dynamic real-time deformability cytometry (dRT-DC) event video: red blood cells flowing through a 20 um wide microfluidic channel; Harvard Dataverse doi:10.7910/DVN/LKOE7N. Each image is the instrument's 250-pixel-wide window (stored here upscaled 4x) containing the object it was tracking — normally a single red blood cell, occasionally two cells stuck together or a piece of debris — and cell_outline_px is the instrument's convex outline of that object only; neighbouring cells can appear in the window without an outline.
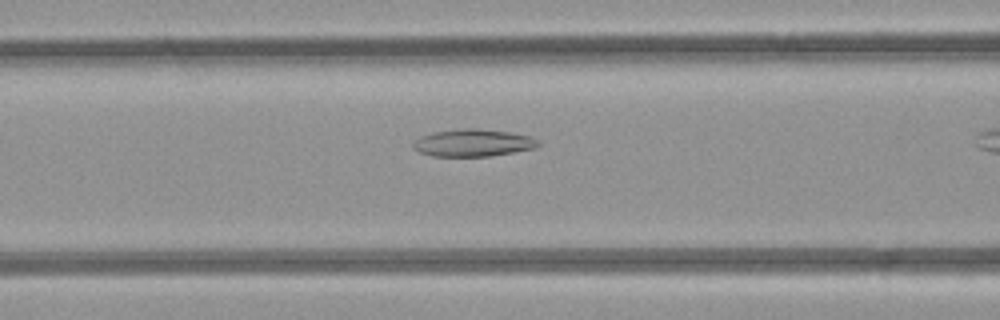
{"species": "common noctule bat (a hibernating species)", "species_latin": "Nyctalus noctula", "temperature_condition": "room temperature", "stored_images_in_passage": 27, "camera_frame_rate_fps": 3000, "um_per_image_px": 0.085, "animal": {"sex": "female", "body_mass_g": 21.9}, "frame": {"image": 1, "passage_image": 8, "time_ms": 2.333, "image_size_px": [1000, 320], "cell_outline_px": [[540, 144], [536, 148], [492, 156], [432, 156], [420, 152], [412, 148], [412, 144], [420, 136], [432, 132], [460, 128], [476, 128], [512, 132], [528, 136], [540, 140]], "centroid_in_image_um": [40.22, 12.13], "position_along_channel_um": 126.4, "area_um2": 20.11}}
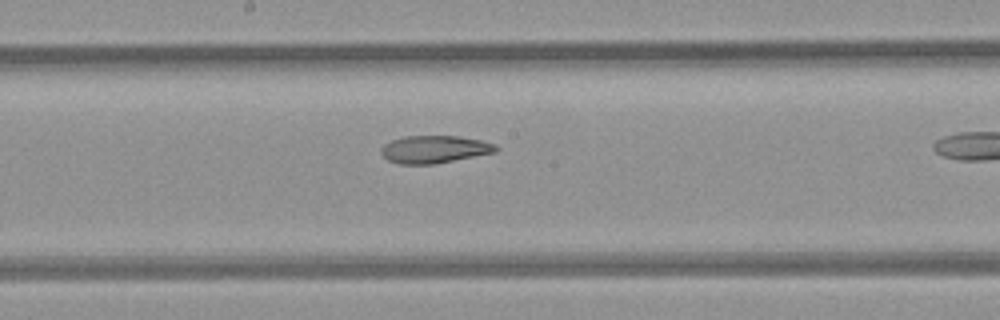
{"frame": {"image": 2, "passage_image": 14, "time_ms": 4.333, "image_size_px": [1000, 320], "cell_outline_px": [[500, 148], [496, 152], [432, 164], [400, 164], [388, 160], [380, 152], [380, 148], [384, 144], [392, 140], [404, 136], [460, 136], [480, 140], [496, 144]], "centroid_in_image_um": [36.92, 12.68], "position_along_channel_um": 211.3, "area_um2": 18.38}}
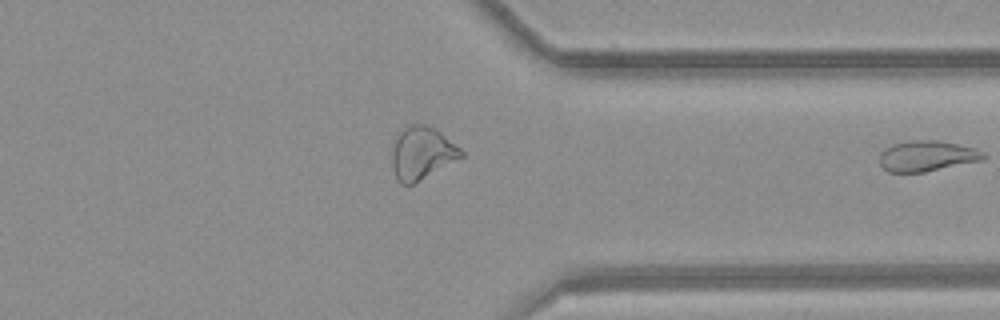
{"frame": {"image": 3, "passage_image": 26, "time_ms": 8.333, "image_size_px": [1000, 320], "cell_outline_px": [[464, 156], [412, 184], [400, 184], [396, 180], [392, 168], [392, 148], [396, 136], [408, 124], [424, 124], [436, 128], [460, 148], [464, 152]], "centroid_in_image_um": [35.84, 13.0], "position_along_channel_um": 375.6, "area_um2": 21.21}}